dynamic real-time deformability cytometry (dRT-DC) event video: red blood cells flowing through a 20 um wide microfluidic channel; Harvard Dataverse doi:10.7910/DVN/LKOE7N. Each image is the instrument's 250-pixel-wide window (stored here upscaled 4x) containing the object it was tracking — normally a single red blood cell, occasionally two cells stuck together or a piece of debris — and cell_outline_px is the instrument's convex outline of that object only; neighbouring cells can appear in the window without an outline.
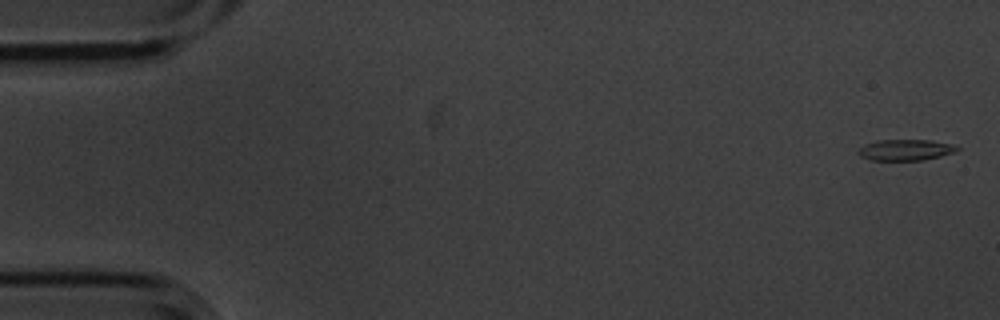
{"species": "common noctule bat (a hibernating species)", "species_latin": "Nyctalus noctula", "temperature_condition": "cold", "stored_images_in_passage": 6, "camera_frame_rate_fps": 3000, "um_per_image_px": 0.085, "animal": {"sex": "male", "body_mass_g": 20.1, "forearm_length_mm": 53.5}, "frame": {"image": 1, "passage_image": 1, "time_ms": 0.0, "image_size_px": [1000, 320], "cell_outline_px": [[960, 148], [956, 152], [924, 160], [868, 160], [860, 156], [856, 152], [864, 144], [876, 140], [932, 140], [952, 144]], "centroid_in_image_um": [76.95, 12.74], "position_along_channel_um": 8.1, "area_um2": 12.25}}
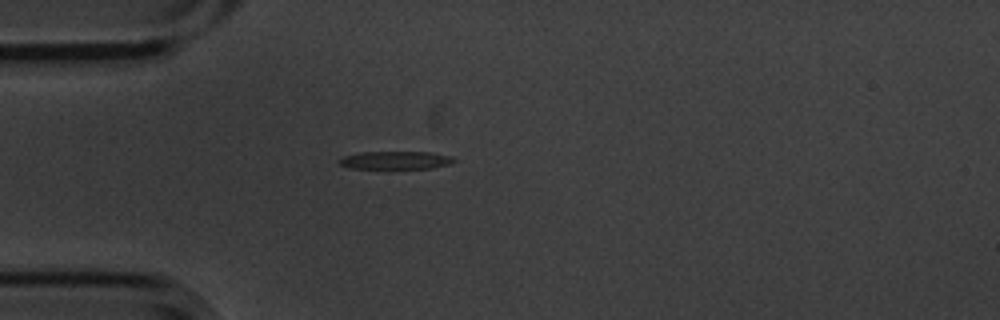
{"frame": {"image": 2, "passage_image": 5, "time_ms": 1.333, "image_size_px": [1000, 320], "cell_outline_px": [[456, 160], [448, 164], [432, 168], [348, 168], [340, 164], [336, 160], [344, 156], [360, 152], [432, 152], [452, 156]], "centroid_in_image_um": [33.6, 13.61], "position_along_channel_um": 51.4, "area_um2": 11.96}}